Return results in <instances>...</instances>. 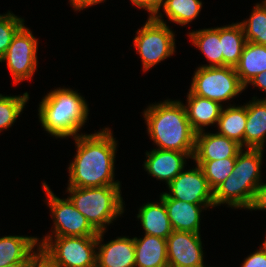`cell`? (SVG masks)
I'll return each mask as SVG.
<instances>
[{
    "instance_id": "23",
    "label": "cell",
    "mask_w": 266,
    "mask_h": 267,
    "mask_svg": "<svg viewBox=\"0 0 266 267\" xmlns=\"http://www.w3.org/2000/svg\"><path fill=\"white\" fill-rule=\"evenodd\" d=\"M39 246L38 238L32 236L0 237V267L25 260Z\"/></svg>"
},
{
    "instance_id": "37",
    "label": "cell",
    "mask_w": 266,
    "mask_h": 267,
    "mask_svg": "<svg viewBox=\"0 0 266 267\" xmlns=\"http://www.w3.org/2000/svg\"><path fill=\"white\" fill-rule=\"evenodd\" d=\"M134 6L140 9H145L148 12V0H130Z\"/></svg>"
},
{
    "instance_id": "9",
    "label": "cell",
    "mask_w": 266,
    "mask_h": 267,
    "mask_svg": "<svg viewBox=\"0 0 266 267\" xmlns=\"http://www.w3.org/2000/svg\"><path fill=\"white\" fill-rule=\"evenodd\" d=\"M50 208L54 226L51 234L45 237L62 236H98V231L90 224L87 218L78 211L70 199H60L50 189L46 182L42 184ZM54 234V236H53Z\"/></svg>"
},
{
    "instance_id": "5",
    "label": "cell",
    "mask_w": 266,
    "mask_h": 267,
    "mask_svg": "<svg viewBox=\"0 0 266 267\" xmlns=\"http://www.w3.org/2000/svg\"><path fill=\"white\" fill-rule=\"evenodd\" d=\"M67 192L75 208L98 232H106L107 225L124 213L121 186L67 187Z\"/></svg>"
},
{
    "instance_id": "29",
    "label": "cell",
    "mask_w": 266,
    "mask_h": 267,
    "mask_svg": "<svg viewBox=\"0 0 266 267\" xmlns=\"http://www.w3.org/2000/svg\"><path fill=\"white\" fill-rule=\"evenodd\" d=\"M28 100V92L23 93L22 96H4L0 94V133L12 126L21 112H23Z\"/></svg>"
},
{
    "instance_id": "24",
    "label": "cell",
    "mask_w": 266,
    "mask_h": 267,
    "mask_svg": "<svg viewBox=\"0 0 266 267\" xmlns=\"http://www.w3.org/2000/svg\"><path fill=\"white\" fill-rule=\"evenodd\" d=\"M192 44L205 55L208 65L201 67L223 66V54L220 42V27L205 28L189 32Z\"/></svg>"
},
{
    "instance_id": "16",
    "label": "cell",
    "mask_w": 266,
    "mask_h": 267,
    "mask_svg": "<svg viewBox=\"0 0 266 267\" xmlns=\"http://www.w3.org/2000/svg\"><path fill=\"white\" fill-rule=\"evenodd\" d=\"M237 142L218 133H196L194 161L222 160L236 158L242 150Z\"/></svg>"
},
{
    "instance_id": "10",
    "label": "cell",
    "mask_w": 266,
    "mask_h": 267,
    "mask_svg": "<svg viewBox=\"0 0 266 267\" xmlns=\"http://www.w3.org/2000/svg\"><path fill=\"white\" fill-rule=\"evenodd\" d=\"M38 39L32 31L23 25L14 35L6 53L0 62H7V67L15 84L32 79L37 69Z\"/></svg>"
},
{
    "instance_id": "32",
    "label": "cell",
    "mask_w": 266,
    "mask_h": 267,
    "mask_svg": "<svg viewBox=\"0 0 266 267\" xmlns=\"http://www.w3.org/2000/svg\"><path fill=\"white\" fill-rule=\"evenodd\" d=\"M36 250L37 251L34 250L25 260L2 267H37V265L43 260V253L40 246H37Z\"/></svg>"
},
{
    "instance_id": "18",
    "label": "cell",
    "mask_w": 266,
    "mask_h": 267,
    "mask_svg": "<svg viewBox=\"0 0 266 267\" xmlns=\"http://www.w3.org/2000/svg\"><path fill=\"white\" fill-rule=\"evenodd\" d=\"M187 104L184 105L187 118L192 129L198 133L205 131L203 127L213 125L218 122L223 105L194 95L190 90L187 94Z\"/></svg>"
},
{
    "instance_id": "25",
    "label": "cell",
    "mask_w": 266,
    "mask_h": 267,
    "mask_svg": "<svg viewBox=\"0 0 266 267\" xmlns=\"http://www.w3.org/2000/svg\"><path fill=\"white\" fill-rule=\"evenodd\" d=\"M223 66L235 68L247 43L240 23L220 27Z\"/></svg>"
},
{
    "instance_id": "14",
    "label": "cell",
    "mask_w": 266,
    "mask_h": 267,
    "mask_svg": "<svg viewBox=\"0 0 266 267\" xmlns=\"http://www.w3.org/2000/svg\"><path fill=\"white\" fill-rule=\"evenodd\" d=\"M104 233L97 236L96 267H135L134 238L117 237L101 244Z\"/></svg>"
},
{
    "instance_id": "38",
    "label": "cell",
    "mask_w": 266,
    "mask_h": 267,
    "mask_svg": "<svg viewBox=\"0 0 266 267\" xmlns=\"http://www.w3.org/2000/svg\"><path fill=\"white\" fill-rule=\"evenodd\" d=\"M37 267H52L44 259L37 265Z\"/></svg>"
},
{
    "instance_id": "36",
    "label": "cell",
    "mask_w": 266,
    "mask_h": 267,
    "mask_svg": "<svg viewBox=\"0 0 266 267\" xmlns=\"http://www.w3.org/2000/svg\"><path fill=\"white\" fill-rule=\"evenodd\" d=\"M166 0H148L149 17H154L160 12V8L165 4Z\"/></svg>"
},
{
    "instance_id": "17",
    "label": "cell",
    "mask_w": 266,
    "mask_h": 267,
    "mask_svg": "<svg viewBox=\"0 0 266 267\" xmlns=\"http://www.w3.org/2000/svg\"><path fill=\"white\" fill-rule=\"evenodd\" d=\"M247 120L244 133V148L264 149L266 143V98L257 99L245 104Z\"/></svg>"
},
{
    "instance_id": "33",
    "label": "cell",
    "mask_w": 266,
    "mask_h": 267,
    "mask_svg": "<svg viewBox=\"0 0 266 267\" xmlns=\"http://www.w3.org/2000/svg\"><path fill=\"white\" fill-rule=\"evenodd\" d=\"M248 210H266V183L258 186Z\"/></svg>"
},
{
    "instance_id": "34",
    "label": "cell",
    "mask_w": 266,
    "mask_h": 267,
    "mask_svg": "<svg viewBox=\"0 0 266 267\" xmlns=\"http://www.w3.org/2000/svg\"><path fill=\"white\" fill-rule=\"evenodd\" d=\"M106 0H69L70 5L74 8L73 10L80 11L90 6L100 4Z\"/></svg>"
},
{
    "instance_id": "15",
    "label": "cell",
    "mask_w": 266,
    "mask_h": 267,
    "mask_svg": "<svg viewBox=\"0 0 266 267\" xmlns=\"http://www.w3.org/2000/svg\"><path fill=\"white\" fill-rule=\"evenodd\" d=\"M160 199L164 202L170 224L175 231L200 233L202 210L215 207L214 204H192L168 197L164 192Z\"/></svg>"
},
{
    "instance_id": "7",
    "label": "cell",
    "mask_w": 266,
    "mask_h": 267,
    "mask_svg": "<svg viewBox=\"0 0 266 267\" xmlns=\"http://www.w3.org/2000/svg\"><path fill=\"white\" fill-rule=\"evenodd\" d=\"M162 15L158 12L154 17H148L143 27L136 31L133 46L141 57L143 71H148L175 52V34Z\"/></svg>"
},
{
    "instance_id": "20",
    "label": "cell",
    "mask_w": 266,
    "mask_h": 267,
    "mask_svg": "<svg viewBox=\"0 0 266 267\" xmlns=\"http://www.w3.org/2000/svg\"><path fill=\"white\" fill-rule=\"evenodd\" d=\"M137 218L146 235L167 239L173 231L166 207L161 199L160 203L148 202L140 207Z\"/></svg>"
},
{
    "instance_id": "31",
    "label": "cell",
    "mask_w": 266,
    "mask_h": 267,
    "mask_svg": "<svg viewBox=\"0 0 266 267\" xmlns=\"http://www.w3.org/2000/svg\"><path fill=\"white\" fill-rule=\"evenodd\" d=\"M241 267H266V240L261 248L244 258Z\"/></svg>"
},
{
    "instance_id": "19",
    "label": "cell",
    "mask_w": 266,
    "mask_h": 267,
    "mask_svg": "<svg viewBox=\"0 0 266 267\" xmlns=\"http://www.w3.org/2000/svg\"><path fill=\"white\" fill-rule=\"evenodd\" d=\"M135 267H169L166 239L144 234L134 237Z\"/></svg>"
},
{
    "instance_id": "8",
    "label": "cell",
    "mask_w": 266,
    "mask_h": 267,
    "mask_svg": "<svg viewBox=\"0 0 266 267\" xmlns=\"http://www.w3.org/2000/svg\"><path fill=\"white\" fill-rule=\"evenodd\" d=\"M194 95L218 103L230 101L245 90L235 68L229 66L198 67L189 89Z\"/></svg>"
},
{
    "instance_id": "12",
    "label": "cell",
    "mask_w": 266,
    "mask_h": 267,
    "mask_svg": "<svg viewBox=\"0 0 266 267\" xmlns=\"http://www.w3.org/2000/svg\"><path fill=\"white\" fill-rule=\"evenodd\" d=\"M200 233L175 231L166 239L169 267H202L203 247Z\"/></svg>"
},
{
    "instance_id": "6",
    "label": "cell",
    "mask_w": 266,
    "mask_h": 267,
    "mask_svg": "<svg viewBox=\"0 0 266 267\" xmlns=\"http://www.w3.org/2000/svg\"><path fill=\"white\" fill-rule=\"evenodd\" d=\"M39 239L43 259L52 267H96L97 236H43Z\"/></svg>"
},
{
    "instance_id": "11",
    "label": "cell",
    "mask_w": 266,
    "mask_h": 267,
    "mask_svg": "<svg viewBox=\"0 0 266 267\" xmlns=\"http://www.w3.org/2000/svg\"><path fill=\"white\" fill-rule=\"evenodd\" d=\"M190 170H183L169 184V192H164L172 199L192 204H214L213 191L208 185L198 164Z\"/></svg>"
},
{
    "instance_id": "3",
    "label": "cell",
    "mask_w": 266,
    "mask_h": 267,
    "mask_svg": "<svg viewBox=\"0 0 266 267\" xmlns=\"http://www.w3.org/2000/svg\"><path fill=\"white\" fill-rule=\"evenodd\" d=\"M70 88L50 90L39 104L38 115L42 127L56 138L77 137L88 119L86 100Z\"/></svg>"
},
{
    "instance_id": "4",
    "label": "cell",
    "mask_w": 266,
    "mask_h": 267,
    "mask_svg": "<svg viewBox=\"0 0 266 267\" xmlns=\"http://www.w3.org/2000/svg\"><path fill=\"white\" fill-rule=\"evenodd\" d=\"M263 149L246 148L238 153L232 174L213 191L214 206L248 209L255 191L262 183ZM261 179V180H260Z\"/></svg>"
},
{
    "instance_id": "13",
    "label": "cell",
    "mask_w": 266,
    "mask_h": 267,
    "mask_svg": "<svg viewBox=\"0 0 266 267\" xmlns=\"http://www.w3.org/2000/svg\"><path fill=\"white\" fill-rule=\"evenodd\" d=\"M193 155L194 153L175 150L153 149L146 152L144 169L149 175L164 180L168 185L184 170L186 159H192Z\"/></svg>"
},
{
    "instance_id": "30",
    "label": "cell",
    "mask_w": 266,
    "mask_h": 267,
    "mask_svg": "<svg viewBox=\"0 0 266 267\" xmlns=\"http://www.w3.org/2000/svg\"><path fill=\"white\" fill-rule=\"evenodd\" d=\"M24 19L8 11L0 14V59L6 53L14 35L24 25Z\"/></svg>"
},
{
    "instance_id": "1",
    "label": "cell",
    "mask_w": 266,
    "mask_h": 267,
    "mask_svg": "<svg viewBox=\"0 0 266 267\" xmlns=\"http://www.w3.org/2000/svg\"><path fill=\"white\" fill-rule=\"evenodd\" d=\"M74 140L77 152L68 167L67 187L121 186L114 181L117 141L109 127L94 134L81 133Z\"/></svg>"
},
{
    "instance_id": "27",
    "label": "cell",
    "mask_w": 266,
    "mask_h": 267,
    "mask_svg": "<svg viewBox=\"0 0 266 267\" xmlns=\"http://www.w3.org/2000/svg\"><path fill=\"white\" fill-rule=\"evenodd\" d=\"M247 42L266 46V0L256 3L249 19L240 22Z\"/></svg>"
},
{
    "instance_id": "2",
    "label": "cell",
    "mask_w": 266,
    "mask_h": 267,
    "mask_svg": "<svg viewBox=\"0 0 266 267\" xmlns=\"http://www.w3.org/2000/svg\"><path fill=\"white\" fill-rule=\"evenodd\" d=\"M143 116L147 132L157 149L194 153L196 132L181 101L166 99L151 104L144 110Z\"/></svg>"
},
{
    "instance_id": "22",
    "label": "cell",
    "mask_w": 266,
    "mask_h": 267,
    "mask_svg": "<svg viewBox=\"0 0 266 267\" xmlns=\"http://www.w3.org/2000/svg\"><path fill=\"white\" fill-rule=\"evenodd\" d=\"M223 107L217 122L218 134L223 135L244 147V133L247 120V108L231 105Z\"/></svg>"
},
{
    "instance_id": "28",
    "label": "cell",
    "mask_w": 266,
    "mask_h": 267,
    "mask_svg": "<svg viewBox=\"0 0 266 267\" xmlns=\"http://www.w3.org/2000/svg\"><path fill=\"white\" fill-rule=\"evenodd\" d=\"M235 162L236 158L195 161V163L198 164L202 169L212 191H214L232 174Z\"/></svg>"
},
{
    "instance_id": "21",
    "label": "cell",
    "mask_w": 266,
    "mask_h": 267,
    "mask_svg": "<svg viewBox=\"0 0 266 267\" xmlns=\"http://www.w3.org/2000/svg\"><path fill=\"white\" fill-rule=\"evenodd\" d=\"M241 84L245 87L261 72L266 71V46L247 42L235 66Z\"/></svg>"
},
{
    "instance_id": "35",
    "label": "cell",
    "mask_w": 266,
    "mask_h": 267,
    "mask_svg": "<svg viewBox=\"0 0 266 267\" xmlns=\"http://www.w3.org/2000/svg\"><path fill=\"white\" fill-rule=\"evenodd\" d=\"M248 84L266 92V71L257 74Z\"/></svg>"
},
{
    "instance_id": "26",
    "label": "cell",
    "mask_w": 266,
    "mask_h": 267,
    "mask_svg": "<svg viewBox=\"0 0 266 267\" xmlns=\"http://www.w3.org/2000/svg\"><path fill=\"white\" fill-rule=\"evenodd\" d=\"M162 8L171 22L185 26L199 16L202 2L200 0H166Z\"/></svg>"
}]
</instances>
